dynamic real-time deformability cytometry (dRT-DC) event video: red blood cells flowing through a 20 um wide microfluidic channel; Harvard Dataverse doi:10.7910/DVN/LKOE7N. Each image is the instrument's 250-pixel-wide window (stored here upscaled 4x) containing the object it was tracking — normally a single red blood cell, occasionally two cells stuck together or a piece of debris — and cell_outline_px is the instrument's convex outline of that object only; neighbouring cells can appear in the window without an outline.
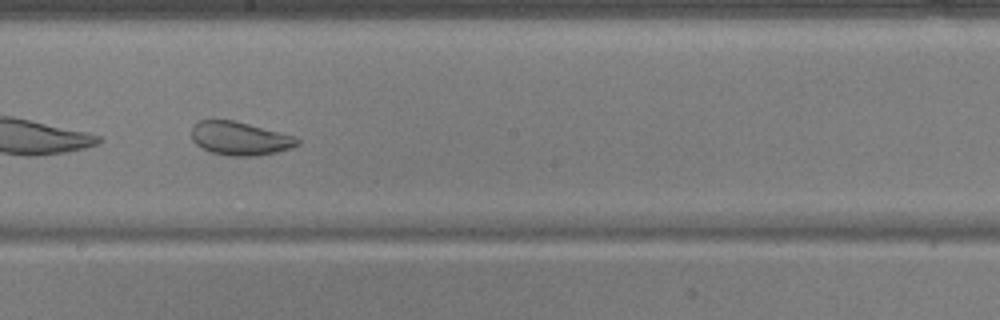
{"species": "common noctule bat (a hibernating species)", "species_latin": "Nyctalus noctula", "temperature_condition": "warm", "stored_images_in_passage": 52, "camera_frame_rate_fps": 3000, "um_per_image_px": 0.085, "animal": {"sex": "male", "body_mass_g": 17.9, "forearm_length_mm": 54.2}, "frame": {"image": 1, "passage_image": 30, "time_ms": 9.667, "image_size_px": [1000, 320], "cell_outline_px": [[300, 144], [292, 148], [276, 152], [256, 156], [228, 156], [212, 152], [196, 144], [192, 140], [192, 128], [200, 120], [232, 120], [248, 124], [292, 136], [300, 140]], "centroid_in_image_um": [20.39, 11.78], "position_along_channel_um": 227.8, "area_um2": 20.29}}